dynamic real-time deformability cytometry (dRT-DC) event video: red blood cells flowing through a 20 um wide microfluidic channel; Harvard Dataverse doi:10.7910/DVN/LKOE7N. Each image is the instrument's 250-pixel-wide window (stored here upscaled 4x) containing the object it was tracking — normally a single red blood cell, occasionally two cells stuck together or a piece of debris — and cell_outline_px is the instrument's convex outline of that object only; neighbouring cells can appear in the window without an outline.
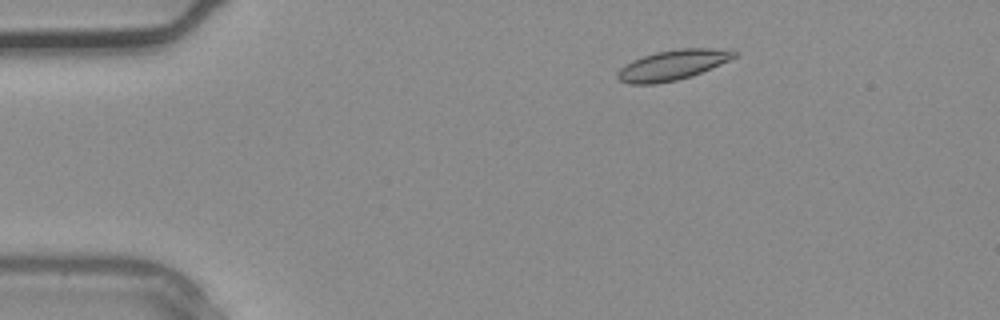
{"species": "common noctule bat (a hibernating species)", "species_latin": "Nyctalus noctula", "temperature_condition": "warm", "stored_images_in_passage": 4, "camera_frame_rate_fps": 3000, "um_per_image_px": 0.085, "animal": {"sex": "male", "body_mass_g": 20.4}, "frame": {"image": 1, "passage_image": 2, "time_ms": 0.333, "image_size_px": [1000, 320], "cell_outline_px": [[740, 52], [736, 56], [712, 68], [692, 76], [676, 80], [656, 84], [628, 84], [620, 80], [616, 76], [616, 72], [624, 64], [632, 60], [656, 52], [680, 48], [712, 48]], "centroid_in_image_um": [57.13, 5.53], "position_along_channel_um": 27.9, "area_um2": 20.46}}